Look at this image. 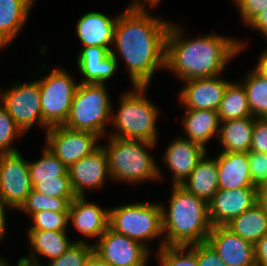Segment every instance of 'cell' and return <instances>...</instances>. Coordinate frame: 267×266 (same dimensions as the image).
Instances as JSON below:
<instances>
[{
	"label": "cell",
	"mask_w": 267,
	"mask_h": 266,
	"mask_svg": "<svg viewBox=\"0 0 267 266\" xmlns=\"http://www.w3.org/2000/svg\"><path fill=\"white\" fill-rule=\"evenodd\" d=\"M162 205L134 203L109 210V227L117 233L136 240L156 238L163 233Z\"/></svg>",
	"instance_id": "obj_7"
},
{
	"label": "cell",
	"mask_w": 267,
	"mask_h": 266,
	"mask_svg": "<svg viewBox=\"0 0 267 266\" xmlns=\"http://www.w3.org/2000/svg\"><path fill=\"white\" fill-rule=\"evenodd\" d=\"M169 211L162 207L163 233L166 246H189L205 242L212 229L208 202L188 192L181 185H173Z\"/></svg>",
	"instance_id": "obj_3"
},
{
	"label": "cell",
	"mask_w": 267,
	"mask_h": 266,
	"mask_svg": "<svg viewBox=\"0 0 267 266\" xmlns=\"http://www.w3.org/2000/svg\"><path fill=\"white\" fill-rule=\"evenodd\" d=\"M205 154L197 163L191 175L181 185L188 192L209 202L217 193L218 171L216 159H206Z\"/></svg>",
	"instance_id": "obj_22"
},
{
	"label": "cell",
	"mask_w": 267,
	"mask_h": 266,
	"mask_svg": "<svg viewBox=\"0 0 267 266\" xmlns=\"http://www.w3.org/2000/svg\"><path fill=\"white\" fill-rule=\"evenodd\" d=\"M257 203V188L218 189L208 202L212 226H225Z\"/></svg>",
	"instance_id": "obj_13"
},
{
	"label": "cell",
	"mask_w": 267,
	"mask_h": 266,
	"mask_svg": "<svg viewBox=\"0 0 267 266\" xmlns=\"http://www.w3.org/2000/svg\"><path fill=\"white\" fill-rule=\"evenodd\" d=\"M28 237L32 250L50 260L59 258L73 244L65 231H29Z\"/></svg>",
	"instance_id": "obj_28"
},
{
	"label": "cell",
	"mask_w": 267,
	"mask_h": 266,
	"mask_svg": "<svg viewBox=\"0 0 267 266\" xmlns=\"http://www.w3.org/2000/svg\"><path fill=\"white\" fill-rule=\"evenodd\" d=\"M109 141V149L103 148L112 178L137 183L160 177L156 162L146 150L155 143L112 136Z\"/></svg>",
	"instance_id": "obj_4"
},
{
	"label": "cell",
	"mask_w": 267,
	"mask_h": 266,
	"mask_svg": "<svg viewBox=\"0 0 267 266\" xmlns=\"http://www.w3.org/2000/svg\"><path fill=\"white\" fill-rule=\"evenodd\" d=\"M206 241L226 266H256L254 244L226 226H212Z\"/></svg>",
	"instance_id": "obj_14"
},
{
	"label": "cell",
	"mask_w": 267,
	"mask_h": 266,
	"mask_svg": "<svg viewBox=\"0 0 267 266\" xmlns=\"http://www.w3.org/2000/svg\"><path fill=\"white\" fill-rule=\"evenodd\" d=\"M33 190L50 197L76 198L68 171L63 176H59V180H40L33 186Z\"/></svg>",
	"instance_id": "obj_36"
},
{
	"label": "cell",
	"mask_w": 267,
	"mask_h": 266,
	"mask_svg": "<svg viewBox=\"0 0 267 266\" xmlns=\"http://www.w3.org/2000/svg\"><path fill=\"white\" fill-rule=\"evenodd\" d=\"M257 203L267 214V183L257 187Z\"/></svg>",
	"instance_id": "obj_43"
},
{
	"label": "cell",
	"mask_w": 267,
	"mask_h": 266,
	"mask_svg": "<svg viewBox=\"0 0 267 266\" xmlns=\"http://www.w3.org/2000/svg\"><path fill=\"white\" fill-rule=\"evenodd\" d=\"M248 161L253 185L267 183V153L248 152Z\"/></svg>",
	"instance_id": "obj_37"
},
{
	"label": "cell",
	"mask_w": 267,
	"mask_h": 266,
	"mask_svg": "<svg viewBox=\"0 0 267 266\" xmlns=\"http://www.w3.org/2000/svg\"><path fill=\"white\" fill-rule=\"evenodd\" d=\"M32 189L29 162L19 152L0 154V201L19 209Z\"/></svg>",
	"instance_id": "obj_9"
},
{
	"label": "cell",
	"mask_w": 267,
	"mask_h": 266,
	"mask_svg": "<svg viewBox=\"0 0 267 266\" xmlns=\"http://www.w3.org/2000/svg\"><path fill=\"white\" fill-rule=\"evenodd\" d=\"M249 152L267 153V118H255Z\"/></svg>",
	"instance_id": "obj_38"
},
{
	"label": "cell",
	"mask_w": 267,
	"mask_h": 266,
	"mask_svg": "<svg viewBox=\"0 0 267 266\" xmlns=\"http://www.w3.org/2000/svg\"><path fill=\"white\" fill-rule=\"evenodd\" d=\"M0 266H8V263L4 261V259H0Z\"/></svg>",
	"instance_id": "obj_49"
},
{
	"label": "cell",
	"mask_w": 267,
	"mask_h": 266,
	"mask_svg": "<svg viewBox=\"0 0 267 266\" xmlns=\"http://www.w3.org/2000/svg\"><path fill=\"white\" fill-rule=\"evenodd\" d=\"M197 263L198 266H226L207 241L197 243Z\"/></svg>",
	"instance_id": "obj_39"
},
{
	"label": "cell",
	"mask_w": 267,
	"mask_h": 266,
	"mask_svg": "<svg viewBox=\"0 0 267 266\" xmlns=\"http://www.w3.org/2000/svg\"><path fill=\"white\" fill-rule=\"evenodd\" d=\"M193 246V247H192ZM185 255L183 252L185 250ZM192 248V249H191ZM161 266H198L197 244L189 246H166L159 248Z\"/></svg>",
	"instance_id": "obj_32"
},
{
	"label": "cell",
	"mask_w": 267,
	"mask_h": 266,
	"mask_svg": "<svg viewBox=\"0 0 267 266\" xmlns=\"http://www.w3.org/2000/svg\"><path fill=\"white\" fill-rule=\"evenodd\" d=\"M33 254L35 253L31 252L30 258H25V257L21 258L18 262V266H42V265H39L38 259L34 257L36 255H33Z\"/></svg>",
	"instance_id": "obj_45"
},
{
	"label": "cell",
	"mask_w": 267,
	"mask_h": 266,
	"mask_svg": "<svg viewBox=\"0 0 267 266\" xmlns=\"http://www.w3.org/2000/svg\"><path fill=\"white\" fill-rule=\"evenodd\" d=\"M111 110L104 84L79 83L63 126L101 137L105 133V122L111 118Z\"/></svg>",
	"instance_id": "obj_5"
},
{
	"label": "cell",
	"mask_w": 267,
	"mask_h": 266,
	"mask_svg": "<svg viewBox=\"0 0 267 266\" xmlns=\"http://www.w3.org/2000/svg\"><path fill=\"white\" fill-rule=\"evenodd\" d=\"M38 82L43 122L48 128L64 125L79 84L58 68Z\"/></svg>",
	"instance_id": "obj_8"
},
{
	"label": "cell",
	"mask_w": 267,
	"mask_h": 266,
	"mask_svg": "<svg viewBox=\"0 0 267 266\" xmlns=\"http://www.w3.org/2000/svg\"><path fill=\"white\" fill-rule=\"evenodd\" d=\"M134 88V91L124 94L118 113L112 117L119 132L111 136L156 143L155 121L158 109L143 96L146 86Z\"/></svg>",
	"instance_id": "obj_6"
},
{
	"label": "cell",
	"mask_w": 267,
	"mask_h": 266,
	"mask_svg": "<svg viewBox=\"0 0 267 266\" xmlns=\"http://www.w3.org/2000/svg\"><path fill=\"white\" fill-rule=\"evenodd\" d=\"M241 16L247 24L252 18L263 10H267V0H235Z\"/></svg>",
	"instance_id": "obj_40"
},
{
	"label": "cell",
	"mask_w": 267,
	"mask_h": 266,
	"mask_svg": "<svg viewBox=\"0 0 267 266\" xmlns=\"http://www.w3.org/2000/svg\"><path fill=\"white\" fill-rule=\"evenodd\" d=\"M75 198L50 197L32 189L25 202L19 208L31 216L39 211H53L57 213H69L71 202Z\"/></svg>",
	"instance_id": "obj_31"
},
{
	"label": "cell",
	"mask_w": 267,
	"mask_h": 266,
	"mask_svg": "<svg viewBox=\"0 0 267 266\" xmlns=\"http://www.w3.org/2000/svg\"><path fill=\"white\" fill-rule=\"evenodd\" d=\"M242 85L253 117L255 114L258 118H267V80L253 71Z\"/></svg>",
	"instance_id": "obj_30"
},
{
	"label": "cell",
	"mask_w": 267,
	"mask_h": 266,
	"mask_svg": "<svg viewBox=\"0 0 267 266\" xmlns=\"http://www.w3.org/2000/svg\"><path fill=\"white\" fill-rule=\"evenodd\" d=\"M0 47L3 48L5 45L0 41Z\"/></svg>",
	"instance_id": "obj_50"
},
{
	"label": "cell",
	"mask_w": 267,
	"mask_h": 266,
	"mask_svg": "<svg viewBox=\"0 0 267 266\" xmlns=\"http://www.w3.org/2000/svg\"><path fill=\"white\" fill-rule=\"evenodd\" d=\"M220 122L253 117L248 105L247 94L242 84L229 83L218 109Z\"/></svg>",
	"instance_id": "obj_27"
},
{
	"label": "cell",
	"mask_w": 267,
	"mask_h": 266,
	"mask_svg": "<svg viewBox=\"0 0 267 266\" xmlns=\"http://www.w3.org/2000/svg\"><path fill=\"white\" fill-rule=\"evenodd\" d=\"M34 224L29 231H65L69 213L39 211L32 215Z\"/></svg>",
	"instance_id": "obj_34"
},
{
	"label": "cell",
	"mask_w": 267,
	"mask_h": 266,
	"mask_svg": "<svg viewBox=\"0 0 267 266\" xmlns=\"http://www.w3.org/2000/svg\"><path fill=\"white\" fill-rule=\"evenodd\" d=\"M46 136L48 150L67 168L100 147L96 145L100 136L87 131L73 130L63 125L49 127Z\"/></svg>",
	"instance_id": "obj_10"
},
{
	"label": "cell",
	"mask_w": 267,
	"mask_h": 266,
	"mask_svg": "<svg viewBox=\"0 0 267 266\" xmlns=\"http://www.w3.org/2000/svg\"><path fill=\"white\" fill-rule=\"evenodd\" d=\"M21 129L14 122L6 108L0 105V154L16 153L17 149L12 148L11 141L14 136L22 135Z\"/></svg>",
	"instance_id": "obj_35"
},
{
	"label": "cell",
	"mask_w": 267,
	"mask_h": 266,
	"mask_svg": "<svg viewBox=\"0 0 267 266\" xmlns=\"http://www.w3.org/2000/svg\"><path fill=\"white\" fill-rule=\"evenodd\" d=\"M255 71L264 79L267 80V50L262 53Z\"/></svg>",
	"instance_id": "obj_44"
},
{
	"label": "cell",
	"mask_w": 267,
	"mask_h": 266,
	"mask_svg": "<svg viewBox=\"0 0 267 266\" xmlns=\"http://www.w3.org/2000/svg\"><path fill=\"white\" fill-rule=\"evenodd\" d=\"M70 219L78 232L100 238L109 227V210L105 211L95 203L86 202L85 196L76 197L69 207Z\"/></svg>",
	"instance_id": "obj_20"
},
{
	"label": "cell",
	"mask_w": 267,
	"mask_h": 266,
	"mask_svg": "<svg viewBox=\"0 0 267 266\" xmlns=\"http://www.w3.org/2000/svg\"><path fill=\"white\" fill-rule=\"evenodd\" d=\"M216 163L219 189L257 188L250 176L248 153L221 152Z\"/></svg>",
	"instance_id": "obj_19"
},
{
	"label": "cell",
	"mask_w": 267,
	"mask_h": 266,
	"mask_svg": "<svg viewBox=\"0 0 267 266\" xmlns=\"http://www.w3.org/2000/svg\"><path fill=\"white\" fill-rule=\"evenodd\" d=\"M255 118L245 117L222 121L219 128L220 142L224 145L222 152L248 153L251 148Z\"/></svg>",
	"instance_id": "obj_23"
},
{
	"label": "cell",
	"mask_w": 267,
	"mask_h": 266,
	"mask_svg": "<svg viewBox=\"0 0 267 266\" xmlns=\"http://www.w3.org/2000/svg\"><path fill=\"white\" fill-rule=\"evenodd\" d=\"M34 0H0V41L6 46L28 18Z\"/></svg>",
	"instance_id": "obj_25"
},
{
	"label": "cell",
	"mask_w": 267,
	"mask_h": 266,
	"mask_svg": "<svg viewBox=\"0 0 267 266\" xmlns=\"http://www.w3.org/2000/svg\"><path fill=\"white\" fill-rule=\"evenodd\" d=\"M86 266H113L110 263L100 259L94 253L91 255Z\"/></svg>",
	"instance_id": "obj_47"
},
{
	"label": "cell",
	"mask_w": 267,
	"mask_h": 266,
	"mask_svg": "<svg viewBox=\"0 0 267 266\" xmlns=\"http://www.w3.org/2000/svg\"><path fill=\"white\" fill-rule=\"evenodd\" d=\"M183 124L187 139L204 147L214 134L218 136L221 123L215 110L187 109Z\"/></svg>",
	"instance_id": "obj_24"
},
{
	"label": "cell",
	"mask_w": 267,
	"mask_h": 266,
	"mask_svg": "<svg viewBox=\"0 0 267 266\" xmlns=\"http://www.w3.org/2000/svg\"><path fill=\"white\" fill-rule=\"evenodd\" d=\"M246 25L260 30L267 37V10H263L252 18Z\"/></svg>",
	"instance_id": "obj_42"
},
{
	"label": "cell",
	"mask_w": 267,
	"mask_h": 266,
	"mask_svg": "<svg viewBox=\"0 0 267 266\" xmlns=\"http://www.w3.org/2000/svg\"><path fill=\"white\" fill-rule=\"evenodd\" d=\"M225 226L239 237L255 244L267 234V214L256 203Z\"/></svg>",
	"instance_id": "obj_26"
},
{
	"label": "cell",
	"mask_w": 267,
	"mask_h": 266,
	"mask_svg": "<svg viewBox=\"0 0 267 266\" xmlns=\"http://www.w3.org/2000/svg\"><path fill=\"white\" fill-rule=\"evenodd\" d=\"M93 253L113 266H145L148 257L146 245L117 233L110 227L98 238Z\"/></svg>",
	"instance_id": "obj_12"
},
{
	"label": "cell",
	"mask_w": 267,
	"mask_h": 266,
	"mask_svg": "<svg viewBox=\"0 0 267 266\" xmlns=\"http://www.w3.org/2000/svg\"><path fill=\"white\" fill-rule=\"evenodd\" d=\"M160 0H144L143 2H148L150 4H152V6H154L155 4H158Z\"/></svg>",
	"instance_id": "obj_48"
},
{
	"label": "cell",
	"mask_w": 267,
	"mask_h": 266,
	"mask_svg": "<svg viewBox=\"0 0 267 266\" xmlns=\"http://www.w3.org/2000/svg\"><path fill=\"white\" fill-rule=\"evenodd\" d=\"M93 246L83 240L73 243L59 258L51 260L49 266H86Z\"/></svg>",
	"instance_id": "obj_33"
},
{
	"label": "cell",
	"mask_w": 267,
	"mask_h": 266,
	"mask_svg": "<svg viewBox=\"0 0 267 266\" xmlns=\"http://www.w3.org/2000/svg\"><path fill=\"white\" fill-rule=\"evenodd\" d=\"M67 171L68 168L47 147L44 148L41 159L29 162L32 187L40 180H59V176H63Z\"/></svg>",
	"instance_id": "obj_29"
},
{
	"label": "cell",
	"mask_w": 267,
	"mask_h": 266,
	"mask_svg": "<svg viewBox=\"0 0 267 266\" xmlns=\"http://www.w3.org/2000/svg\"><path fill=\"white\" fill-rule=\"evenodd\" d=\"M2 90L0 89V92ZM2 105L6 108L23 134L35 121L48 127L42 119L39 82L34 81L0 93Z\"/></svg>",
	"instance_id": "obj_11"
},
{
	"label": "cell",
	"mask_w": 267,
	"mask_h": 266,
	"mask_svg": "<svg viewBox=\"0 0 267 266\" xmlns=\"http://www.w3.org/2000/svg\"><path fill=\"white\" fill-rule=\"evenodd\" d=\"M5 206H8V205H5L4 203H2L0 201V239L2 238V236L4 235L5 233V222H6V216H5V210H4V207Z\"/></svg>",
	"instance_id": "obj_46"
},
{
	"label": "cell",
	"mask_w": 267,
	"mask_h": 266,
	"mask_svg": "<svg viewBox=\"0 0 267 266\" xmlns=\"http://www.w3.org/2000/svg\"><path fill=\"white\" fill-rule=\"evenodd\" d=\"M116 23L117 17L112 19L102 13L89 12L79 19L77 35L84 47L99 46L110 52Z\"/></svg>",
	"instance_id": "obj_21"
},
{
	"label": "cell",
	"mask_w": 267,
	"mask_h": 266,
	"mask_svg": "<svg viewBox=\"0 0 267 266\" xmlns=\"http://www.w3.org/2000/svg\"><path fill=\"white\" fill-rule=\"evenodd\" d=\"M205 154V147L191 140L179 137L172 142L164 161L174 173L173 185H182Z\"/></svg>",
	"instance_id": "obj_17"
},
{
	"label": "cell",
	"mask_w": 267,
	"mask_h": 266,
	"mask_svg": "<svg viewBox=\"0 0 267 266\" xmlns=\"http://www.w3.org/2000/svg\"><path fill=\"white\" fill-rule=\"evenodd\" d=\"M256 266H267V234L254 244Z\"/></svg>",
	"instance_id": "obj_41"
},
{
	"label": "cell",
	"mask_w": 267,
	"mask_h": 266,
	"mask_svg": "<svg viewBox=\"0 0 267 266\" xmlns=\"http://www.w3.org/2000/svg\"><path fill=\"white\" fill-rule=\"evenodd\" d=\"M170 23L150 16L135 1L120 16L113 43L130 69L134 86H146L155 70L165 67L166 36Z\"/></svg>",
	"instance_id": "obj_1"
},
{
	"label": "cell",
	"mask_w": 267,
	"mask_h": 266,
	"mask_svg": "<svg viewBox=\"0 0 267 266\" xmlns=\"http://www.w3.org/2000/svg\"><path fill=\"white\" fill-rule=\"evenodd\" d=\"M180 35L179 28L170 24L166 36L165 67L173 70L183 81L219 76L227 61L244 46L224 36L211 34L187 41Z\"/></svg>",
	"instance_id": "obj_2"
},
{
	"label": "cell",
	"mask_w": 267,
	"mask_h": 266,
	"mask_svg": "<svg viewBox=\"0 0 267 266\" xmlns=\"http://www.w3.org/2000/svg\"><path fill=\"white\" fill-rule=\"evenodd\" d=\"M115 51H108L99 46L84 47L79 53L77 64L85 80L80 83L104 84V81L114 75L117 66Z\"/></svg>",
	"instance_id": "obj_18"
},
{
	"label": "cell",
	"mask_w": 267,
	"mask_h": 266,
	"mask_svg": "<svg viewBox=\"0 0 267 266\" xmlns=\"http://www.w3.org/2000/svg\"><path fill=\"white\" fill-rule=\"evenodd\" d=\"M179 94L180 102L188 109L218 111L224 91L230 82L209 78L191 79Z\"/></svg>",
	"instance_id": "obj_16"
},
{
	"label": "cell",
	"mask_w": 267,
	"mask_h": 266,
	"mask_svg": "<svg viewBox=\"0 0 267 266\" xmlns=\"http://www.w3.org/2000/svg\"><path fill=\"white\" fill-rule=\"evenodd\" d=\"M109 174L107 156L101 146L68 168L72 190L76 197H83L84 189L101 187Z\"/></svg>",
	"instance_id": "obj_15"
}]
</instances>
